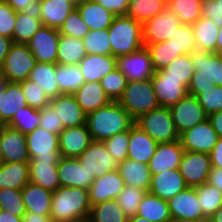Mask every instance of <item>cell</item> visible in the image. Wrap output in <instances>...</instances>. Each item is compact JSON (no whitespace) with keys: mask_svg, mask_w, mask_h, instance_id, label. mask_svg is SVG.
Instances as JSON below:
<instances>
[{"mask_svg":"<svg viewBox=\"0 0 222 222\" xmlns=\"http://www.w3.org/2000/svg\"><path fill=\"white\" fill-rule=\"evenodd\" d=\"M135 120L117 102L100 107L87 114L86 125L94 141H105L114 135L129 131Z\"/></svg>","mask_w":222,"mask_h":222,"instance_id":"6da1fadb","label":"cell"},{"mask_svg":"<svg viewBox=\"0 0 222 222\" xmlns=\"http://www.w3.org/2000/svg\"><path fill=\"white\" fill-rule=\"evenodd\" d=\"M91 207L87 189L60 186L52 194L50 217L52 222H77L89 219Z\"/></svg>","mask_w":222,"mask_h":222,"instance_id":"7a4b0ae2","label":"cell"},{"mask_svg":"<svg viewBox=\"0 0 222 222\" xmlns=\"http://www.w3.org/2000/svg\"><path fill=\"white\" fill-rule=\"evenodd\" d=\"M194 74L191 77L188 94L197 96L202 90L222 86V54L208 51H194L191 54Z\"/></svg>","mask_w":222,"mask_h":222,"instance_id":"3957f363","label":"cell"},{"mask_svg":"<svg viewBox=\"0 0 222 222\" xmlns=\"http://www.w3.org/2000/svg\"><path fill=\"white\" fill-rule=\"evenodd\" d=\"M111 55H128L143 47L142 23L127 16H116L108 28Z\"/></svg>","mask_w":222,"mask_h":222,"instance_id":"277c9868","label":"cell"},{"mask_svg":"<svg viewBox=\"0 0 222 222\" xmlns=\"http://www.w3.org/2000/svg\"><path fill=\"white\" fill-rule=\"evenodd\" d=\"M118 102L134 120L142 114L160 107L151 79L128 82L125 92Z\"/></svg>","mask_w":222,"mask_h":222,"instance_id":"5b68a950","label":"cell"},{"mask_svg":"<svg viewBox=\"0 0 222 222\" xmlns=\"http://www.w3.org/2000/svg\"><path fill=\"white\" fill-rule=\"evenodd\" d=\"M135 123L157 143L179 140L169 107H158L144 113Z\"/></svg>","mask_w":222,"mask_h":222,"instance_id":"8992f818","label":"cell"},{"mask_svg":"<svg viewBox=\"0 0 222 222\" xmlns=\"http://www.w3.org/2000/svg\"><path fill=\"white\" fill-rule=\"evenodd\" d=\"M37 61L27 44L13 43L0 65V75L11 83H20L29 78Z\"/></svg>","mask_w":222,"mask_h":222,"instance_id":"52a82bcc","label":"cell"},{"mask_svg":"<svg viewBox=\"0 0 222 222\" xmlns=\"http://www.w3.org/2000/svg\"><path fill=\"white\" fill-rule=\"evenodd\" d=\"M25 138L30 161L59 163L62 157L59 152V135L39 126L25 135Z\"/></svg>","mask_w":222,"mask_h":222,"instance_id":"ba28073f","label":"cell"},{"mask_svg":"<svg viewBox=\"0 0 222 222\" xmlns=\"http://www.w3.org/2000/svg\"><path fill=\"white\" fill-rule=\"evenodd\" d=\"M181 25L182 23L175 14L166 8L160 14L142 24L143 45L169 40Z\"/></svg>","mask_w":222,"mask_h":222,"instance_id":"9c48e42d","label":"cell"},{"mask_svg":"<svg viewBox=\"0 0 222 222\" xmlns=\"http://www.w3.org/2000/svg\"><path fill=\"white\" fill-rule=\"evenodd\" d=\"M169 109L179 135L208 118L196 96L190 94H187Z\"/></svg>","mask_w":222,"mask_h":222,"instance_id":"30bf717a","label":"cell"},{"mask_svg":"<svg viewBox=\"0 0 222 222\" xmlns=\"http://www.w3.org/2000/svg\"><path fill=\"white\" fill-rule=\"evenodd\" d=\"M117 69L127 77L128 82L148 80L155 74L149 50L145 46L117 57Z\"/></svg>","mask_w":222,"mask_h":222,"instance_id":"8fae6325","label":"cell"},{"mask_svg":"<svg viewBox=\"0 0 222 222\" xmlns=\"http://www.w3.org/2000/svg\"><path fill=\"white\" fill-rule=\"evenodd\" d=\"M77 159L95 179L118 169V162L101 141L93 140Z\"/></svg>","mask_w":222,"mask_h":222,"instance_id":"7c38bea8","label":"cell"},{"mask_svg":"<svg viewBox=\"0 0 222 222\" xmlns=\"http://www.w3.org/2000/svg\"><path fill=\"white\" fill-rule=\"evenodd\" d=\"M208 153L184 151L179 164V171L188 187H196L207 183L211 171Z\"/></svg>","mask_w":222,"mask_h":222,"instance_id":"4fadbf2b","label":"cell"},{"mask_svg":"<svg viewBox=\"0 0 222 222\" xmlns=\"http://www.w3.org/2000/svg\"><path fill=\"white\" fill-rule=\"evenodd\" d=\"M59 39L58 29L43 25L27 45L38 63L57 64Z\"/></svg>","mask_w":222,"mask_h":222,"instance_id":"5bb4252c","label":"cell"},{"mask_svg":"<svg viewBox=\"0 0 222 222\" xmlns=\"http://www.w3.org/2000/svg\"><path fill=\"white\" fill-rule=\"evenodd\" d=\"M184 151L210 153L217 143L218 135L210 121L199 123L179 135Z\"/></svg>","mask_w":222,"mask_h":222,"instance_id":"9a60e30c","label":"cell"},{"mask_svg":"<svg viewBox=\"0 0 222 222\" xmlns=\"http://www.w3.org/2000/svg\"><path fill=\"white\" fill-rule=\"evenodd\" d=\"M0 148L3 162H29L25 135L7 125H0Z\"/></svg>","mask_w":222,"mask_h":222,"instance_id":"2e32d148","label":"cell"},{"mask_svg":"<svg viewBox=\"0 0 222 222\" xmlns=\"http://www.w3.org/2000/svg\"><path fill=\"white\" fill-rule=\"evenodd\" d=\"M57 174L61 187H81L89 189L95 180L86 168L74 157H61L57 164Z\"/></svg>","mask_w":222,"mask_h":222,"instance_id":"e0dca14e","label":"cell"},{"mask_svg":"<svg viewBox=\"0 0 222 222\" xmlns=\"http://www.w3.org/2000/svg\"><path fill=\"white\" fill-rule=\"evenodd\" d=\"M184 153L180 140L159 143L153 157L148 163L151 175L167 170L179 169V164Z\"/></svg>","mask_w":222,"mask_h":222,"instance_id":"ac0fdd59","label":"cell"},{"mask_svg":"<svg viewBox=\"0 0 222 222\" xmlns=\"http://www.w3.org/2000/svg\"><path fill=\"white\" fill-rule=\"evenodd\" d=\"M169 211L172 219H207L199 205L196 190L187 187L168 200Z\"/></svg>","mask_w":222,"mask_h":222,"instance_id":"d6986e66","label":"cell"},{"mask_svg":"<svg viewBox=\"0 0 222 222\" xmlns=\"http://www.w3.org/2000/svg\"><path fill=\"white\" fill-rule=\"evenodd\" d=\"M125 187V182L118 169L110 171L100 178H96L88 189L91 205L116 199Z\"/></svg>","mask_w":222,"mask_h":222,"instance_id":"ffe728a7","label":"cell"},{"mask_svg":"<svg viewBox=\"0 0 222 222\" xmlns=\"http://www.w3.org/2000/svg\"><path fill=\"white\" fill-rule=\"evenodd\" d=\"M92 141L86 124L65 128L59 135V152L62 157L77 158Z\"/></svg>","mask_w":222,"mask_h":222,"instance_id":"44dd1931","label":"cell"},{"mask_svg":"<svg viewBox=\"0 0 222 222\" xmlns=\"http://www.w3.org/2000/svg\"><path fill=\"white\" fill-rule=\"evenodd\" d=\"M187 187L179 169H174L151 175V185L148 192L168 201Z\"/></svg>","mask_w":222,"mask_h":222,"instance_id":"7402d4cb","label":"cell"},{"mask_svg":"<svg viewBox=\"0 0 222 222\" xmlns=\"http://www.w3.org/2000/svg\"><path fill=\"white\" fill-rule=\"evenodd\" d=\"M59 120L64 128H71L86 124L87 114L77 103L73 94H60L50 100Z\"/></svg>","mask_w":222,"mask_h":222,"instance_id":"603a6c76","label":"cell"},{"mask_svg":"<svg viewBox=\"0 0 222 222\" xmlns=\"http://www.w3.org/2000/svg\"><path fill=\"white\" fill-rule=\"evenodd\" d=\"M158 144L134 123L129 129L127 158L148 164L156 152Z\"/></svg>","mask_w":222,"mask_h":222,"instance_id":"cb8c5ba5","label":"cell"},{"mask_svg":"<svg viewBox=\"0 0 222 222\" xmlns=\"http://www.w3.org/2000/svg\"><path fill=\"white\" fill-rule=\"evenodd\" d=\"M151 82L160 107H171L188 94V88L174 77H152Z\"/></svg>","mask_w":222,"mask_h":222,"instance_id":"d4e9b609","label":"cell"},{"mask_svg":"<svg viewBox=\"0 0 222 222\" xmlns=\"http://www.w3.org/2000/svg\"><path fill=\"white\" fill-rule=\"evenodd\" d=\"M78 65L85 82H99L104 76L117 68V57L87 54Z\"/></svg>","mask_w":222,"mask_h":222,"instance_id":"484cf974","label":"cell"},{"mask_svg":"<svg viewBox=\"0 0 222 222\" xmlns=\"http://www.w3.org/2000/svg\"><path fill=\"white\" fill-rule=\"evenodd\" d=\"M82 20L90 30L108 29L116 17L112 12L106 10L95 0H84L76 4Z\"/></svg>","mask_w":222,"mask_h":222,"instance_id":"4316f807","label":"cell"},{"mask_svg":"<svg viewBox=\"0 0 222 222\" xmlns=\"http://www.w3.org/2000/svg\"><path fill=\"white\" fill-rule=\"evenodd\" d=\"M27 106L22 87L19 83L8 82L0 95V125H7L16 112Z\"/></svg>","mask_w":222,"mask_h":222,"instance_id":"83f0119b","label":"cell"},{"mask_svg":"<svg viewBox=\"0 0 222 222\" xmlns=\"http://www.w3.org/2000/svg\"><path fill=\"white\" fill-rule=\"evenodd\" d=\"M118 171L125 182V186L149 191L151 174L148 164L127 158L123 162L118 163Z\"/></svg>","mask_w":222,"mask_h":222,"instance_id":"f1b7e54d","label":"cell"},{"mask_svg":"<svg viewBox=\"0 0 222 222\" xmlns=\"http://www.w3.org/2000/svg\"><path fill=\"white\" fill-rule=\"evenodd\" d=\"M41 21L44 26L59 29L76 8L72 0H40Z\"/></svg>","mask_w":222,"mask_h":222,"instance_id":"f546056e","label":"cell"},{"mask_svg":"<svg viewBox=\"0 0 222 222\" xmlns=\"http://www.w3.org/2000/svg\"><path fill=\"white\" fill-rule=\"evenodd\" d=\"M73 95L86 114L112 102L100 82H84Z\"/></svg>","mask_w":222,"mask_h":222,"instance_id":"4dcf8cb0","label":"cell"},{"mask_svg":"<svg viewBox=\"0 0 222 222\" xmlns=\"http://www.w3.org/2000/svg\"><path fill=\"white\" fill-rule=\"evenodd\" d=\"M30 182L28 162H2L0 164V189L22 190Z\"/></svg>","mask_w":222,"mask_h":222,"instance_id":"1f68e13d","label":"cell"},{"mask_svg":"<svg viewBox=\"0 0 222 222\" xmlns=\"http://www.w3.org/2000/svg\"><path fill=\"white\" fill-rule=\"evenodd\" d=\"M21 192L27 212L50 214L53 192L31 182L26 184Z\"/></svg>","mask_w":222,"mask_h":222,"instance_id":"d6a6232c","label":"cell"},{"mask_svg":"<svg viewBox=\"0 0 222 222\" xmlns=\"http://www.w3.org/2000/svg\"><path fill=\"white\" fill-rule=\"evenodd\" d=\"M30 182L54 192L60 187L57 165L45 161H29Z\"/></svg>","mask_w":222,"mask_h":222,"instance_id":"836d02e7","label":"cell"},{"mask_svg":"<svg viewBox=\"0 0 222 222\" xmlns=\"http://www.w3.org/2000/svg\"><path fill=\"white\" fill-rule=\"evenodd\" d=\"M136 215L151 222H170L172 220L168 201L149 192L143 196Z\"/></svg>","mask_w":222,"mask_h":222,"instance_id":"e575fe53","label":"cell"},{"mask_svg":"<svg viewBox=\"0 0 222 222\" xmlns=\"http://www.w3.org/2000/svg\"><path fill=\"white\" fill-rule=\"evenodd\" d=\"M57 64L36 63L30 72L28 80L36 83L49 96L50 99L61 94L56 81Z\"/></svg>","mask_w":222,"mask_h":222,"instance_id":"d590c367","label":"cell"},{"mask_svg":"<svg viewBox=\"0 0 222 222\" xmlns=\"http://www.w3.org/2000/svg\"><path fill=\"white\" fill-rule=\"evenodd\" d=\"M197 50L216 53L219 27L209 18L200 17L192 24Z\"/></svg>","mask_w":222,"mask_h":222,"instance_id":"8d00e7d4","label":"cell"},{"mask_svg":"<svg viewBox=\"0 0 222 222\" xmlns=\"http://www.w3.org/2000/svg\"><path fill=\"white\" fill-rule=\"evenodd\" d=\"M87 55L82 39L60 35L57 64L77 65Z\"/></svg>","mask_w":222,"mask_h":222,"instance_id":"74e56055","label":"cell"},{"mask_svg":"<svg viewBox=\"0 0 222 222\" xmlns=\"http://www.w3.org/2000/svg\"><path fill=\"white\" fill-rule=\"evenodd\" d=\"M167 6V0H129L126 16L143 24L160 14Z\"/></svg>","mask_w":222,"mask_h":222,"instance_id":"f35d334b","label":"cell"},{"mask_svg":"<svg viewBox=\"0 0 222 222\" xmlns=\"http://www.w3.org/2000/svg\"><path fill=\"white\" fill-rule=\"evenodd\" d=\"M56 81L61 94H74L85 82L78 64H57Z\"/></svg>","mask_w":222,"mask_h":222,"instance_id":"ab89813d","label":"cell"},{"mask_svg":"<svg viewBox=\"0 0 222 222\" xmlns=\"http://www.w3.org/2000/svg\"><path fill=\"white\" fill-rule=\"evenodd\" d=\"M193 74L194 68L189 54L177 57L165 69L155 71L153 77H174L188 88Z\"/></svg>","mask_w":222,"mask_h":222,"instance_id":"60d3db41","label":"cell"},{"mask_svg":"<svg viewBox=\"0 0 222 222\" xmlns=\"http://www.w3.org/2000/svg\"><path fill=\"white\" fill-rule=\"evenodd\" d=\"M89 220L91 222H128V217L116 199H109L91 207Z\"/></svg>","mask_w":222,"mask_h":222,"instance_id":"b9f144b4","label":"cell"},{"mask_svg":"<svg viewBox=\"0 0 222 222\" xmlns=\"http://www.w3.org/2000/svg\"><path fill=\"white\" fill-rule=\"evenodd\" d=\"M203 215L210 219L222 207V191L208 183L194 187Z\"/></svg>","mask_w":222,"mask_h":222,"instance_id":"7bdbcfd3","label":"cell"},{"mask_svg":"<svg viewBox=\"0 0 222 222\" xmlns=\"http://www.w3.org/2000/svg\"><path fill=\"white\" fill-rule=\"evenodd\" d=\"M167 3L182 24L192 25L202 16V0H167Z\"/></svg>","mask_w":222,"mask_h":222,"instance_id":"ee69618b","label":"cell"},{"mask_svg":"<svg viewBox=\"0 0 222 222\" xmlns=\"http://www.w3.org/2000/svg\"><path fill=\"white\" fill-rule=\"evenodd\" d=\"M42 26L43 24L40 19L17 12L16 24L13 31V43L27 44Z\"/></svg>","mask_w":222,"mask_h":222,"instance_id":"f6af8a7d","label":"cell"},{"mask_svg":"<svg viewBox=\"0 0 222 222\" xmlns=\"http://www.w3.org/2000/svg\"><path fill=\"white\" fill-rule=\"evenodd\" d=\"M144 46L149 50L155 71L165 69L173 60L181 56L173 46L168 44V40Z\"/></svg>","mask_w":222,"mask_h":222,"instance_id":"bcb514c9","label":"cell"},{"mask_svg":"<svg viewBox=\"0 0 222 222\" xmlns=\"http://www.w3.org/2000/svg\"><path fill=\"white\" fill-rule=\"evenodd\" d=\"M40 125L39 109L26 106L18 113L16 112L7 126L19 130L27 135L38 128Z\"/></svg>","mask_w":222,"mask_h":222,"instance_id":"7dc6e473","label":"cell"},{"mask_svg":"<svg viewBox=\"0 0 222 222\" xmlns=\"http://www.w3.org/2000/svg\"><path fill=\"white\" fill-rule=\"evenodd\" d=\"M108 29L90 30L82 39L87 54L111 55Z\"/></svg>","mask_w":222,"mask_h":222,"instance_id":"c3c4849f","label":"cell"},{"mask_svg":"<svg viewBox=\"0 0 222 222\" xmlns=\"http://www.w3.org/2000/svg\"><path fill=\"white\" fill-rule=\"evenodd\" d=\"M181 55H189L197 50L194 30L192 25L182 24L168 40Z\"/></svg>","mask_w":222,"mask_h":222,"instance_id":"681fc988","label":"cell"},{"mask_svg":"<svg viewBox=\"0 0 222 222\" xmlns=\"http://www.w3.org/2000/svg\"><path fill=\"white\" fill-rule=\"evenodd\" d=\"M100 84L111 101H119L127 87V77L117 68L104 76Z\"/></svg>","mask_w":222,"mask_h":222,"instance_id":"f907efd6","label":"cell"},{"mask_svg":"<svg viewBox=\"0 0 222 222\" xmlns=\"http://www.w3.org/2000/svg\"><path fill=\"white\" fill-rule=\"evenodd\" d=\"M146 192V190H142L136 187L125 186L121 193L118 195L116 200L128 218L137 214L139 204L141 203L142 198Z\"/></svg>","mask_w":222,"mask_h":222,"instance_id":"816d5d0a","label":"cell"},{"mask_svg":"<svg viewBox=\"0 0 222 222\" xmlns=\"http://www.w3.org/2000/svg\"><path fill=\"white\" fill-rule=\"evenodd\" d=\"M0 209L3 211L7 210L15 216L23 217L27 209L23 202L21 190L12 188L0 189Z\"/></svg>","mask_w":222,"mask_h":222,"instance_id":"f5cc1de1","label":"cell"},{"mask_svg":"<svg viewBox=\"0 0 222 222\" xmlns=\"http://www.w3.org/2000/svg\"><path fill=\"white\" fill-rule=\"evenodd\" d=\"M58 30L60 35L79 39H83L90 31L87 24L82 20L77 8L68 15Z\"/></svg>","mask_w":222,"mask_h":222,"instance_id":"db71d44e","label":"cell"},{"mask_svg":"<svg viewBox=\"0 0 222 222\" xmlns=\"http://www.w3.org/2000/svg\"><path fill=\"white\" fill-rule=\"evenodd\" d=\"M19 84L22 87L28 106L42 109L50 104L51 99L36 83L27 79Z\"/></svg>","mask_w":222,"mask_h":222,"instance_id":"11a10c76","label":"cell"},{"mask_svg":"<svg viewBox=\"0 0 222 222\" xmlns=\"http://www.w3.org/2000/svg\"><path fill=\"white\" fill-rule=\"evenodd\" d=\"M196 98L207 116L222 111V86L214 85L213 88L202 90Z\"/></svg>","mask_w":222,"mask_h":222,"instance_id":"9f6ffc18","label":"cell"},{"mask_svg":"<svg viewBox=\"0 0 222 222\" xmlns=\"http://www.w3.org/2000/svg\"><path fill=\"white\" fill-rule=\"evenodd\" d=\"M108 152L120 163L127 159L129 131L118 133L103 141Z\"/></svg>","mask_w":222,"mask_h":222,"instance_id":"6f0895ef","label":"cell"},{"mask_svg":"<svg viewBox=\"0 0 222 222\" xmlns=\"http://www.w3.org/2000/svg\"><path fill=\"white\" fill-rule=\"evenodd\" d=\"M17 19L14 11L5 0H0V35L8 37L13 41V31Z\"/></svg>","mask_w":222,"mask_h":222,"instance_id":"680465c9","label":"cell"},{"mask_svg":"<svg viewBox=\"0 0 222 222\" xmlns=\"http://www.w3.org/2000/svg\"><path fill=\"white\" fill-rule=\"evenodd\" d=\"M40 113V127L46 129L48 132L60 135V133L65 129L62 121L59 120L57 113L53 107L49 104L42 109H39Z\"/></svg>","mask_w":222,"mask_h":222,"instance_id":"91938a15","label":"cell"},{"mask_svg":"<svg viewBox=\"0 0 222 222\" xmlns=\"http://www.w3.org/2000/svg\"><path fill=\"white\" fill-rule=\"evenodd\" d=\"M16 12L41 20L40 0H5Z\"/></svg>","mask_w":222,"mask_h":222,"instance_id":"94428289","label":"cell"},{"mask_svg":"<svg viewBox=\"0 0 222 222\" xmlns=\"http://www.w3.org/2000/svg\"><path fill=\"white\" fill-rule=\"evenodd\" d=\"M202 17L211 19L218 27L222 26V0H202Z\"/></svg>","mask_w":222,"mask_h":222,"instance_id":"6125c7cd","label":"cell"},{"mask_svg":"<svg viewBox=\"0 0 222 222\" xmlns=\"http://www.w3.org/2000/svg\"><path fill=\"white\" fill-rule=\"evenodd\" d=\"M106 10L112 12L115 16H126L129 0H95Z\"/></svg>","mask_w":222,"mask_h":222,"instance_id":"be15d7a7","label":"cell"},{"mask_svg":"<svg viewBox=\"0 0 222 222\" xmlns=\"http://www.w3.org/2000/svg\"><path fill=\"white\" fill-rule=\"evenodd\" d=\"M209 155L211 167L222 169V137H218L217 143Z\"/></svg>","mask_w":222,"mask_h":222,"instance_id":"e7e4bbea","label":"cell"},{"mask_svg":"<svg viewBox=\"0 0 222 222\" xmlns=\"http://www.w3.org/2000/svg\"><path fill=\"white\" fill-rule=\"evenodd\" d=\"M207 183L222 191V169L212 167Z\"/></svg>","mask_w":222,"mask_h":222,"instance_id":"03108f58","label":"cell"},{"mask_svg":"<svg viewBox=\"0 0 222 222\" xmlns=\"http://www.w3.org/2000/svg\"><path fill=\"white\" fill-rule=\"evenodd\" d=\"M22 222H52V220L50 214L26 212L22 217Z\"/></svg>","mask_w":222,"mask_h":222,"instance_id":"003e7915","label":"cell"},{"mask_svg":"<svg viewBox=\"0 0 222 222\" xmlns=\"http://www.w3.org/2000/svg\"><path fill=\"white\" fill-rule=\"evenodd\" d=\"M207 119L210 121L218 137H222V111L209 115Z\"/></svg>","mask_w":222,"mask_h":222,"instance_id":"a7ac6f4b","label":"cell"},{"mask_svg":"<svg viewBox=\"0 0 222 222\" xmlns=\"http://www.w3.org/2000/svg\"><path fill=\"white\" fill-rule=\"evenodd\" d=\"M12 44H13L12 39L0 35V65L3 63Z\"/></svg>","mask_w":222,"mask_h":222,"instance_id":"89a4df30","label":"cell"},{"mask_svg":"<svg viewBox=\"0 0 222 222\" xmlns=\"http://www.w3.org/2000/svg\"><path fill=\"white\" fill-rule=\"evenodd\" d=\"M2 222H22V217L15 216L7 210H2Z\"/></svg>","mask_w":222,"mask_h":222,"instance_id":"2644e50d","label":"cell"},{"mask_svg":"<svg viewBox=\"0 0 222 222\" xmlns=\"http://www.w3.org/2000/svg\"><path fill=\"white\" fill-rule=\"evenodd\" d=\"M216 53L222 54V26L219 27L218 39L216 43Z\"/></svg>","mask_w":222,"mask_h":222,"instance_id":"8c879c8a","label":"cell"},{"mask_svg":"<svg viewBox=\"0 0 222 222\" xmlns=\"http://www.w3.org/2000/svg\"><path fill=\"white\" fill-rule=\"evenodd\" d=\"M210 222H222V207H220L209 219Z\"/></svg>","mask_w":222,"mask_h":222,"instance_id":"753ad0ef","label":"cell"},{"mask_svg":"<svg viewBox=\"0 0 222 222\" xmlns=\"http://www.w3.org/2000/svg\"><path fill=\"white\" fill-rule=\"evenodd\" d=\"M170 222H209V219H172Z\"/></svg>","mask_w":222,"mask_h":222,"instance_id":"34e18365","label":"cell"},{"mask_svg":"<svg viewBox=\"0 0 222 222\" xmlns=\"http://www.w3.org/2000/svg\"><path fill=\"white\" fill-rule=\"evenodd\" d=\"M128 222H151V221H149L139 215H135V216L129 217Z\"/></svg>","mask_w":222,"mask_h":222,"instance_id":"11e5206c","label":"cell"},{"mask_svg":"<svg viewBox=\"0 0 222 222\" xmlns=\"http://www.w3.org/2000/svg\"><path fill=\"white\" fill-rule=\"evenodd\" d=\"M8 81L4 79L3 76L0 75V95L2 92H4L6 86H7Z\"/></svg>","mask_w":222,"mask_h":222,"instance_id":"2a66077c","label":"cell"},{"mask_svg":"<svg viewBox=\"0 0 222 222\" xmlns=\"http://www.w3.org/2000/svg\"><path fill=\"white\" fill-rule=\"evenodd\" d=\"M3 162V156H2V151H1V148H0V164Z\"/></svg>","mask_w":222,"mask_h":222,"instance_id":"b9fcfbb0","label":"cell"},{"mask_svg":"<svg viewBox=\"0 0 222 222\" xmlns=\"http://www.w3.org/2000/svg\"><path fill=\"white\" fill-rule=\"evenodd\" d=\"M77 222H91L89 219H83V220H80V221H77Z\"/></svg>","mask_w":222,"mask_h":222,"instance_id":"09005b40","label":"cell"},{"mask_svg":"<svg viewBox=\"0 0 222 222\" xmlns=\"http://www.w3.org/2000/svg\"><path fill=\"white\" fill-rule=\"evenodd\" d=\"M72 1H74L77 4V3H80L81 1H84V0H72Z\"/></svg>","mask_w":222,"mask_h":222,"instance_id":"979ff035","label":"cell"},{"mask_svg":"<svg viewBox=\"0 0 222 222\" xmlns=\"http://www.w3.org/2000/svg\"><path fill=\"white\" fill-rule=\"evenodd\" d=\"M0 222H2V210L0 209Z\"/></svg>","mask_w":222,"mask_h":222,"instance_id":"deb4b68c","label":"cell"}]
</instances>
